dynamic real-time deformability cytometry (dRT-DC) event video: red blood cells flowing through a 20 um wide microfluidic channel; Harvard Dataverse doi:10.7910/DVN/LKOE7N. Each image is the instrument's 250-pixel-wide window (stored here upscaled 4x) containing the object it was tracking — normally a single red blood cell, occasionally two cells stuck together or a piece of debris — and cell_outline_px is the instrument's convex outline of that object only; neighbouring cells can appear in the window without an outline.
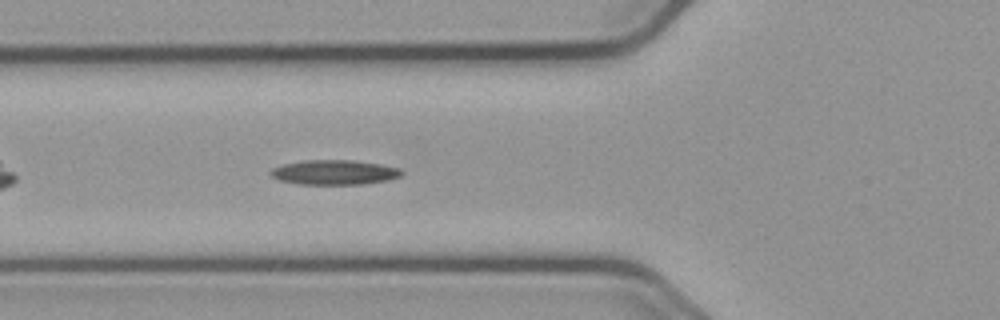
{"species": "common noctule bat (a hibernating species)", "species_latin": "Nyctalus noctula", "temperature_condition": "cold", "stored_images_in_passage": 33, "camera_frame_rate_fps": 3000, "um_per_image_px": 0.085, "animal": {"sex": "male", "body_mass_g": 23.1, "forearm_length_mm": 52.7}, "frame": {"image": 1, "passage_image": 5, "time_ms": 1.333, "image_size_px": [1000, 320], "cell_outline_px": [[404, 172], [400, 176], [388, 180], [360, 184], [300, 184], [280, 180], [272, 176], [268, 172], [272, 168], [284, 164], [304, 160], [356, 160], [380, 164], [400, 168]], "centroid_in_image_um": [28.43, 14.64], "position_along_channel_um": 97.4, "area_um2": 18.84}}
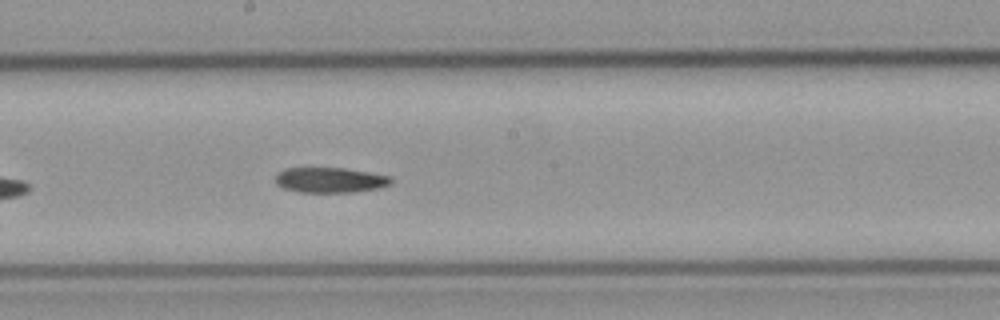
{"frame": {"image": 2, "passage_image": 15, "time_ms": 4.667, "image_size_px": [1000, 320], "cell_outline_px": [[392, 184], [380, 188], [352, 192], [300, 192], [284, 188], [276, 184], [276, 176], [284, 168], [344, 168], [392, 176]], "centroid_in_image_um": [28.1, 15.3], "position_along_channel_um": 220.1, "area_um2": 16.99}}
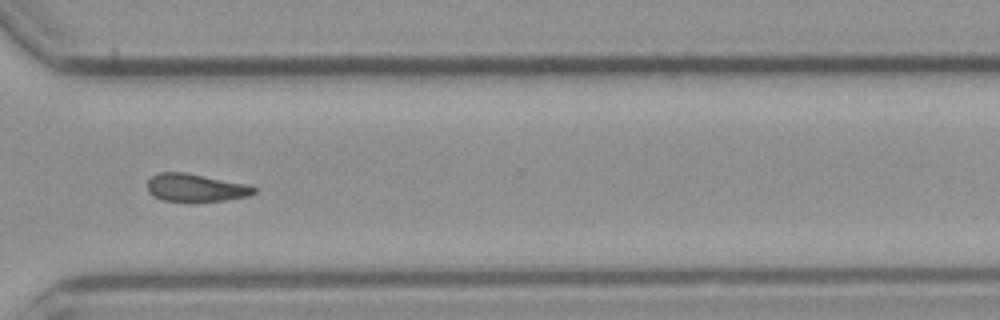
{"frame": {"image": 3, "passage_image": 26, "time_ms": 8.333, "image_size_px": [1000, 320], "cell_outline_px": [[256, 192], [248, 196], [224, 200], [164, 200], [148, 192], [148, 180], [152, 176], [160, 172], [184, 172], [248, 184], [256, 188]], "centroid_in_image_um": [16.65, 15.93], "position_along_channel_um": 353.9, "area_um2": 16.82}}